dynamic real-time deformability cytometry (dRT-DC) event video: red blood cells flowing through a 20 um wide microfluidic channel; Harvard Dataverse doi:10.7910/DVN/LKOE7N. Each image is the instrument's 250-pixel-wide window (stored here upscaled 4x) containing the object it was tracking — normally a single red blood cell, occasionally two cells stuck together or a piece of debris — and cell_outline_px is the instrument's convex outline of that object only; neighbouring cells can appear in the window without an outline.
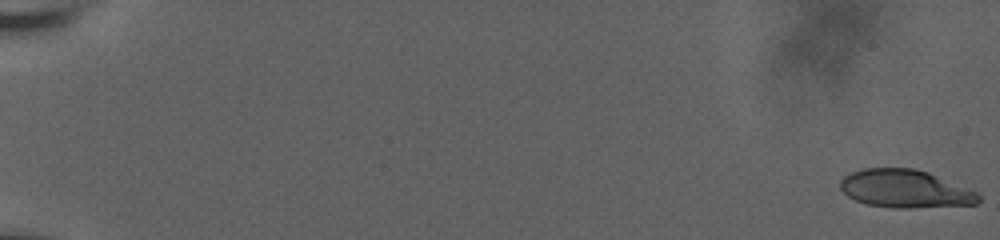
{"species": "human", "species_latin": "Homo sapiens", "temperature_condition": "room temperature", "stored_images_in_passage": 61, "segment_of_instrument_passage": [1, 2], "camera_frame_rate_fps": 3000, "um_per_image_px": 0.085, "donor": {"sex": "male"}, "frame": {"image": 1, "passage_image": 1, "time_ms": 0.0, "image_size_px": [1000, 240], "cell_outline_px": [[980, 200], [976, 204], [912, 208], [892, 208], [868, 204], [856, 200], [848, 196], [840, 188], [840, 180], [844, 176], [852, 172], [864, 168], [912, 168], [928, 172], [972, 188], [980, 192]], "centroid_in_image_um": [77.0, 16.05], "position_along_channel_um": 8.0, "area_um2": 30.87}}
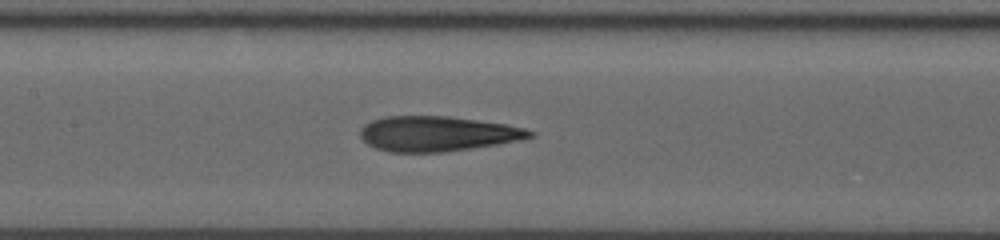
{"frame": {"image": 2, "passage_image": 32, "time_ms": 10.333, "image_size_px": [1000, 240], "cell_outline_px": [[536, 132], [532, 136], [516, 140], [496, 144], [472, 148], [444, 152], [388, 152], [376, 148], [368, 144], [360, 136], [360, 128], [364, 124], [372, 120], [384, 116], [448, 116], [504, 124], [524, 128]], "centroid_in_image_um": [37.11, 11.36], "position_along_channel_um": 170.3, "area_um2": 34.45}}
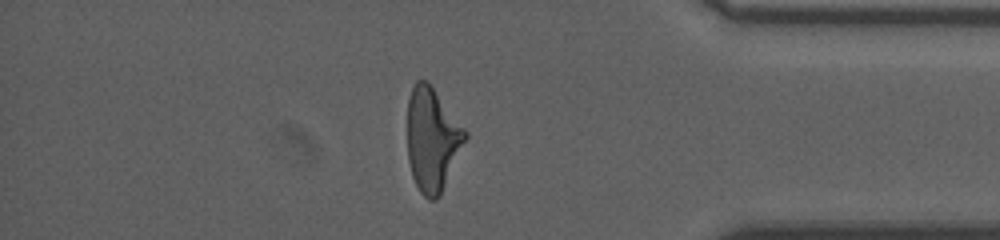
{"frame": {"image": 3, "passage_image": 52, "time_ms": 17.0, "image_size_px": [1000, 240], "cell_outline_px": [[468, 136], [440, 196], [436, 200], [428, 200], [420, 192], [412, 176], [408, 160], [408, 100], [412, 88], [416, 80], [428, 80], [468, 132]], "centroid_in_image_um": [36.75, 11.85], "position_along_channel_um": 398.5, "area_um2": 34.97}}